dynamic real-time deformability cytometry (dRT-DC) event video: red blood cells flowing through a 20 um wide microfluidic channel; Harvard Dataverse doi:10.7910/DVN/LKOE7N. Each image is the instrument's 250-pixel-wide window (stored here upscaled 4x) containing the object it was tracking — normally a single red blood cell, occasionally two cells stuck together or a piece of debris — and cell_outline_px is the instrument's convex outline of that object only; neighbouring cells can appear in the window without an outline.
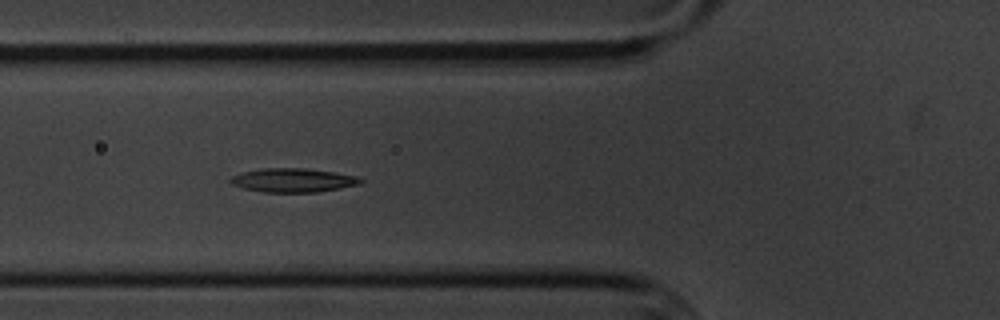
{"species": "common noctule bat (a hibernating species)", "species_latin": "Nyctalus noctula", "temperature_condition": "cold", "stored_images_in_passage": 6, "camera_frame_rate_fps": 3000, "um_per_image_px": 0.085, "animal": {"sex": "male", "body_mass_g": 20.1, "forearm_length_mm": 53.5}, "frame": {"image": 1, "passage_image": 6, "time_ms": 6.0, "image_size_px": [1000, 320], "cell_outline_px": [[364, 180], [360, 184], [340, 188], [316, 192], [264, 192], [244, 188], [232, 184], [228, 180], [232, 176], [240, 172], [260, 168], [304, 168], [332, 172], [356, 176]], "centroid_in_image_um": [24.87, 15.31], "position_along_channel_um": 100.9, "area_um2": 18.03}}